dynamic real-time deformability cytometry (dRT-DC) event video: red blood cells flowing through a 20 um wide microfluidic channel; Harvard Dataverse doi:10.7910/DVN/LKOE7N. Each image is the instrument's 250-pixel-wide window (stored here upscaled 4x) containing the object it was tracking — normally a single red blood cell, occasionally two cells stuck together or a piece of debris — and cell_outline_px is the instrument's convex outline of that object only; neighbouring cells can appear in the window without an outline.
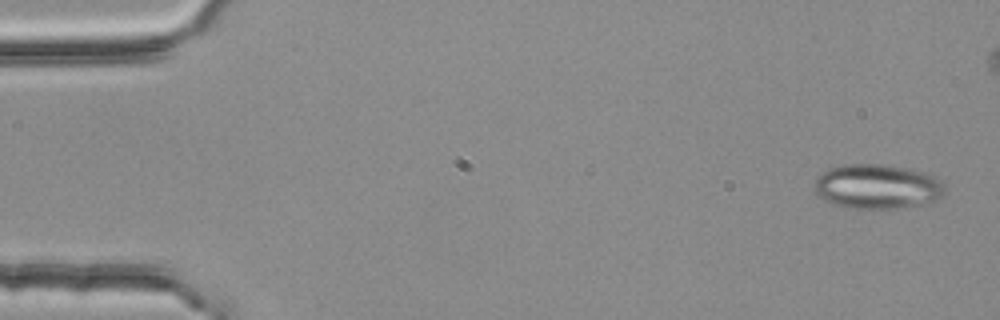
{"species": "common noctule bat (a hibernating species)", "species_latin": "Nyctalus noctula", "temperature_condition": "room temperature", "stored_images_in_passage": 4, "camera_frame_rate_fps": 3000, "um_per_image_px": 0.085, "animal": {"sex": "female", "body_mass_g": 25.1}, "frame": {"image": 1, "passage_image": 1, "time_ms": 0.0, "image_size_px": [1000, 320], "cell_outline_px": [[944, 196], [920, 204], [896, 208], [844, 208], [832, 204], [824, 200], [812, 188], [812, 184], [816, 176], [832, 168], [844, 164], [880, 164], [904, 168], [920, 172], [932, 176], [940, 180], [944, 184]], "centroid_in_image_um": [74.49, 15.86], "position_along_channel_um": 10.5, "area_um2": 33.7}}